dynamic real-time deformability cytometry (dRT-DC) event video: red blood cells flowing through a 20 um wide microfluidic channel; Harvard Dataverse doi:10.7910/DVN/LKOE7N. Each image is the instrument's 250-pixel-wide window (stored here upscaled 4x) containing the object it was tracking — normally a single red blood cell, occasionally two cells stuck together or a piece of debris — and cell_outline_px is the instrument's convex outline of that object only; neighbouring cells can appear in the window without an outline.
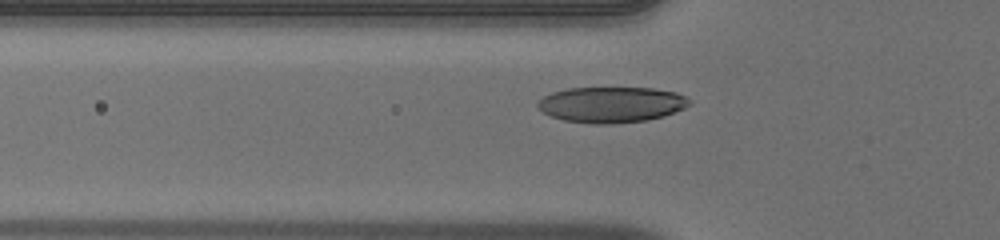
{"species": "human", "species_latin": "Homo sapiens", "temperature_condition": "warm", "stored_images_in_passage": 33, "camera_frame_rate_fps": 3000, "um_per_image_px": 0.085, "donor": {"sex": "male"}, "frame": {"image": 1, "passage_image": 6, "time_ms": 1.667, "image_size_px": [1000, 240], "cell_outline_px": [[692, 104], [684, 108], [664, 116], [648, 120], [612, 124], [596, 124], [564, 120], [552, 116], [544, 112], [536, 104], [536, 100], [552, 92], [568, 88], [652, 88], [676, 92], [692, 100]], "centroid_in_image_um": [51.99, 8.89], "position_along_channel_um": 73.8, "area_um2": 31.67}}
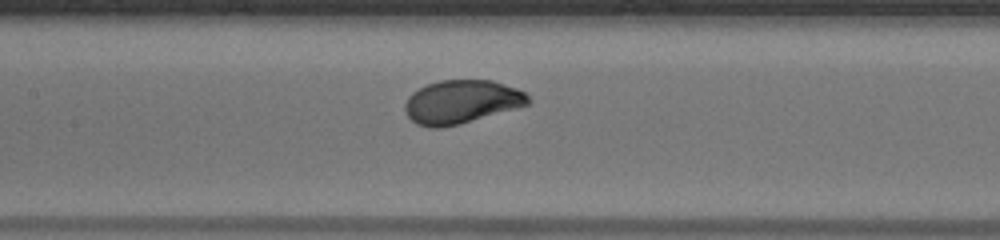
{"frame": {"image": 2, "passage_image": 13, "time_ms": 4.0, "image_size_px": [1000, 240], "cell_outline_px": [[532, 100], [528, 104], [516, 108], [460, 124], [440, 128], [428, 128], [416, 124], [408, 116], [404, 108], [404, 104], [408, 96], [412, 92], [428, 84], [440, 80], [492, 80], [516, 88], [524, 92]], "centroid_in_image_um": [39.2, 8.66], "position_along_channel_um": 168.2, "area_um2": 31.21}}
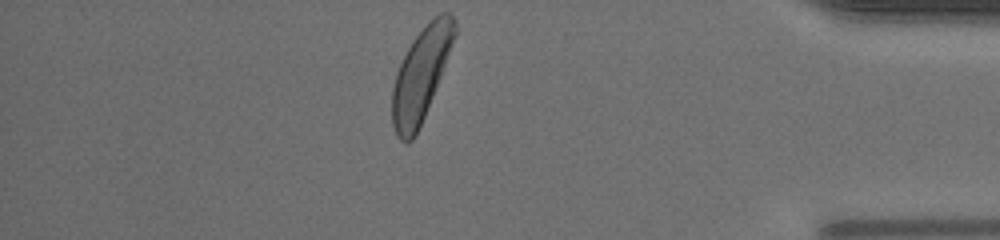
{"frame": {"image": 3, "passage_image": 33, "time_ms": 10.667, "image_size_px": [1000, 240], "cell_outline_px": [[456, 32], [440, 76], [424, 116], [412, 140], [408, 144], [400, 140], [396, 136], [392, 124], [392, 88], [396, 72], [412, 40], [440, 12], [448, 12], [456, 20]], "centroid_in_image_um": [35.74, 6.37], "position_along_channel_um": 399.5, "area_um2": 32.83}, "authors_computed_cell_mechanics": {"area_um2": 31.501, "velocity_mm_per_s": 4.0158, "shape_relaxation_time_tau1_ms": 2.8084, "shape_relaxation_time_tau2_ms": null, "deformation_change_tau1": 0.183, "deformation_change_tau2": null}}